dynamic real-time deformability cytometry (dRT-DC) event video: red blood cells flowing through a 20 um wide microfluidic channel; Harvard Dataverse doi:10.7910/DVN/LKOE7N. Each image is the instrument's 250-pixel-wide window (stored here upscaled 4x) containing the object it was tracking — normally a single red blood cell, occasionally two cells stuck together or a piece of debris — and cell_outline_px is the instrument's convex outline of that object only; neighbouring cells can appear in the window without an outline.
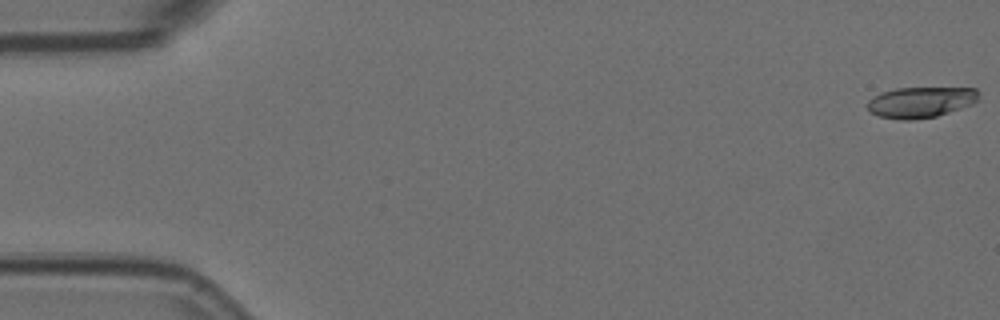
{"species": "Egyptian fruit bat (a non-hibernating species)", "species_latin": "Rousettus aegyptiacus", "temperature_condition": "room temperature", "stored_images_in_passage": 21, "camera_frame_rate_fps": 3000, "um_per_image_px": 0.085, "animal": {"sex": "female"}, "frame": {"image": 1, "passage_image": 1, "time_ms": 0.0, "image_size_px": [1000, 320], "cell_outline_px": [[980, 100], [972, 104], [936, 116], [912, 120], [900, 120], [880, 116], [872, 112], [864, 104], [872, 96], [880, 92], [896, 88], [976, 88], [980, 92]], "centroid_in_image_um": [78.25, 8.67], "position_along_channel_um": 6.7, "area_um2": 20.17}}
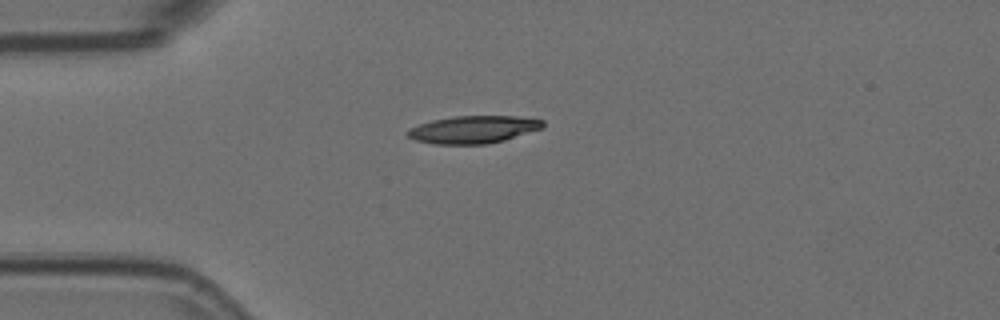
{"frame": {"image": 2, "passage_image": 15, "time_ms": 4.667, "image_size_px": [1000, 320], "cell_outline_px": [[544, 128], [504, 140], [488, 144], [436, 144], [416, 140], [408, 136], [408, 128], [432, 120], [456, 116], [516, 116], [544, 120]], "centroid_in_image_um": [40.27, 11.0], "position_along_channel_um": 44.7, "area_um2": 21.62}}
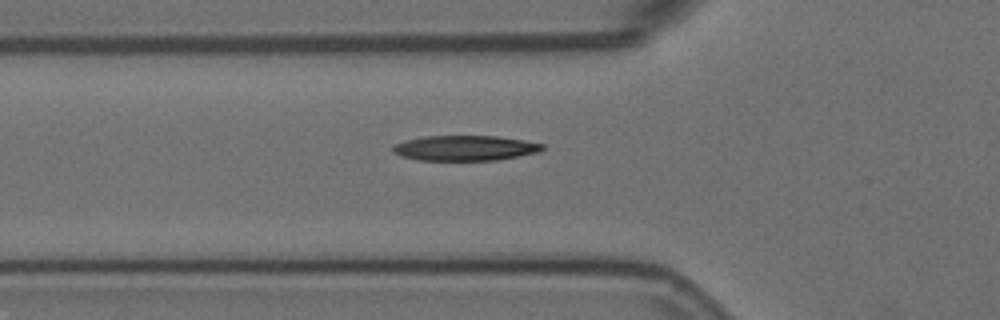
{"frame": {"image": 3, "passage_image": 20, "time_ms": 6.333, "image_size_px": [1000, 320], "cell_outline_px": [[544, 148], [540, 152], [520, 156], [496, 160], [420, 160], [400, 156], [392, 152], [392, 148], [396, 144], [408, 140], [424, 136], [496, 136], [524, 140], [544, 144]], "centroid_in_image_um": [39.56, 12.59], "position_along_channel_um": 86.2, "area_um2": 21.91}}